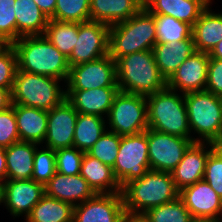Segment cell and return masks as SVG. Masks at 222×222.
Here are the masks:
<instances>
[{
	"instance_id": "cell-51",
	"label": "cell",
	"mask_w": 222,
	"mask_h": 222,
	"mask_svg": "<svg viewBox=\"0 0 222 222\" xmlns=\"http://www.w3.org/2000/svg\"><path fill=\"white\" fill-rule=\"evenodd\" d=\"M218 222H222V213H221V215H220V217L218 219Z\"/></svg>"
},
{
	"instance_id": "cell-14",
	"label": "cell",
	"mask_w": 222,
	"mask_h": 222,
	"mask_svg": "<svg viewBox=\"0 0 222 222\" xmlns=\"http://www.w3.org/2000/svg\"><path fill=\"white\" fill-rule=\"evenodd\" d=\"M77 116V110L66 98L48 111L47 132L44 140L47 148L56 151L73 146Z\"/></svg>"
},
{
	"instance_id": "cell-23",
	"label": "cell",
	"mask_w": 222,
	"mask_h": 222,
	"mask_svg": "<svg viewBox=\"0 0 222 222\" xmlns=\"http://www.w3.org/2000/svg\"><path fill=\"white\" fill-rule=\"evenodd\" d=\"M20 141L43 144L47 132L48 111L14 104Z\"/></svg>"
},
{
	"instance_id": "cell-19",
	"label": "cell",
	"mask_w": 222,
	"mask_h": 222,
	"mask_svg": "<svg viewBox=\"0 0 222 222\" xmlns=\"http://www.w3.org/2000/svg\"><path fill=\"white\" fill-rule=\"evenodd\" d=\"M118 87H102L88 90H66V99L78 113L107 117Z\"/></svg>"
},
{
	"instance_id": "cell-9",
	"label": "cell",
	"mask_w": 222,
	"mask_h": 222,
	"mask_svg": "<svg viewBox=\"0 0 222 222\" xmlns=\"http://www.w3.org/2000/svg\"><path fill=\"white\" fill-rule=\"evenodd\" d=\"M150 170L148 152V129L121 136L113 172L121 188L128 182L141 178Z\"/></svg>"
},
{
	"instance_id": "cell-22",
	"label": "cell",
	"mask_w": 222,
	"mask_h": 222,
	"mask_svg": "<svg viewBox=\"0 0 222 222\" xmlns=\"http://www.w3.org/2000/svg\"><path fill=\"white\" fill-rule=\"evenodd\" d=\"M195 51L193 36L185 41L156 43L153 47L156 64L166 81Z\"/></svg>"
},
{
	"instance_id": "cell-46",
	"label": "cell",
	"mask_w": 222,
	"mask_h": 222,
	"mask_svg": "<svg viewBox=\"0 0 222 222\" xmlns=\"http://www.w3.org/2000/svg\"><path fill=\"white\" fill-rule=\"evenodd\" d=\"M123 222H150L145 214L125 213Z\"/></svg>"
},
{
	"instance_id": "cell-27",
	"label": "cell",
	"mask_w": 222,
	"mask_h": 222,
	"mask_svg": "<svg viewBox=\"0 0 222 222\" xmlns=\"http://www.w3.org/2000/svg\"><path fill=\"white\" fill-rule=\"evenodd\" d=\"M16 40L44 35L49 18L33 0H15Z\"/></svg>"
},
{
	"instance_id": "cell-15",
	"label": "cell",
	"mask_w": 222,
	"mask_h": 222,
	"mask_svg": "<svg viewBox=\"0 0 222 222\" xmlns=\"http://www.w3.org/2000/svg\"><path fill=\"white\" fill-rule=\"evenodd\" d=\"M217 146L215 143L201 141H194L189 145L184 152L182 160L171 172V176L179 191L203 180L209 154Z\"/></svg>"
},
{
	"instance_id": "cell-11",
	"label": "cell",
	"mask_w": 222,
	"mask_h": 222,
	"mask_svg": "<svg viewBox=\"0 0 222 222\" xmlns=\"http://www.w3.org/2000/svg\"><path fill=\"white\" fill-rule=\"evenodd\" d=\"M110 26L97 21L79 23L78 37L67 58L69 67L101 58L109 53Z\"/></svg>"
},
{
	"instance_id": "cell-21",
	"label": "cell",
	"mask_w": 222,
	"mask_h": 222,
	"mask_svg": "<svg viewBox=\"0 0 222 222\" xmlns=\"http://www.w3.org/2000/svg\"><path fill=\"white\" fill-rule=\"evenodd\" d=\"M211 0H147L145 9L154 15H169L194 25Z\"/></svg>"
},
{
	"instance_id": "cell-38",
	"label": "cell",
	"mask_w": 222,
	"mask_h": 222,
	"mask_svg": "<svg viewBox=\"0 0 222 222\" xmlns=\"http://www.w3.org/2000/svg\"><path fill=\"white\" fill-rule=\"evenodd\" d=\"M18 69L17 56L12 44L0 48V88H13Z\"/></svg>"
},
{
	"instance_id": "cell-45",
	"label": "cell",
	"mask_w": 222,
	"mask_h": 222,
	"mask_svg": "<svg viewBox=\"0 0 222 222\" xmlns=\"http://www.w3.org/2000/svg\"><path fill=\"white\" fill-rule=\"evenodd\" d=\"M7 180V163L5 148L0 147V183H4Z\"/></svg>"
},
{
	"instance_id": "cell-2",
	"label": "cell",
	"mask_w": 222,
	"mask_h": 222,
	"mask_svg": "<svg viewBox=\"0 0 222 222\" xmlns=\"http://www.w3.org/2000/svg\"><path fill=\"white\" fill-rule=\"evenodd\" d=\"M125 213L144 214L149 209L176 200L177 189L170 172L149 170L122 187Z\"/></svg>"
},
{
	"instance_id": "cell-7",
	"label": "cell",
	"mask_w": 222,
	"mask_h": 222,
	"mask_svg": "<svg viewBox=\"0 0 222 222\" xmlns=\"http://www.w3.org/2000/svg\"><path fill=\"white\" fill-rule=\"evenodd\" d=\"M59 80L17 69L12 88L13 104L49 111L66 98Z\"/></svg>"
},
{
	"instance_id": "cell-12",
	"label": "cell",
	"mask_w": 222,
	"mask_h": 222,
	"mask_svg": "<svg viewBox=\"0 0 222 222\" xmlns=\"http://www.w3.org/2000/svg\"><path fill=\"white\" fill-rule=\"evenodd\" d=\"M194 141L197 138H183L148 128L150 170L171 173Z\"/></svg>"
},
{
	"instance_id": "cell-43",
	"label": "cell",
	"mask_w": 222,
	"mask_h": 222,
	"mask_svg": "<svg viewBox=\"0 0 222 222\" xmlns=\"http://www.w3.org/2000/svg\"><path fill=\"white\" fill-rule=\"evenodd\" d=\"M13 106L12 88H0V111Z\"/></svg>"
},
{
	"instance_id": "cell-48",
	"label": "cell",
	"mask_w": 222,
	"mask_h": 222,
	"mask_svg": "<svg viewBox=\"0 0 222 222\" xmlns=\"http://www.w3.org/2000/svg\"><path fill=\"white\" fill-rule=\"evenodd\" d=\"M189 222H218L211 218L192 216Z\"/></svg>"
},
{
	"instance_id": "cell-34",
	"label": "cell",
	"mask_w": 222,
	"mask_h": 222,
	"mask_svg": "<svg viewBox=\"0 0 222 222\" xmlns=\"http://www.w3.org/2000/svg\"><path fill=\"white\" fill-rule=\"evenodd\" d=\"M144 214L150 222H189L192 217L180 197L151 208Z\"/></svg>"
},
{
	"instance_id": "cell-36",
	"label": "cell",
	"mask_w": 222,
	"mask_h": 222,
	"mask_svg": "<svg viewBox=\"0 0 222 222\" xmlns=\"http://www.w3.org/2000/svg\"><path fill=\"white\" fill-rule=\"evenodd\" d=\"M56 173L55 151L47 148H36L32 179L45 185Z\"/></svg>"
},
{
	"instance_id": "cell-29",
	"label": "cell",
	"mask_w": 222,
	"mask_h": 222,
	"mask_svg": "<svg viewBox=\"0 0 222 222\" xmlns=\"http://www.w3.org/2000/svg\"><path fill=\"white\" fill-rule=\"evenodd\" d=\"M71 203L44 195L26 217V222H73Z\"/></svg>"
},
{
	"instance_id": "cell-50",
	"label": "cell",
	"mask_w": 222,
	"mask_h": 222,
	"mask_svg": "<svg viewBox=\"0 0 222 222\" xmlns=\"http://www.w3.org/2000/svg\"><path fill=\"white\" fill-rule=\"evenodd\" d=\"M3 203L2 183H0V205Z\"/></svg>"
},
{
	"instance_id": "cell-10",
	"label": "cell",
	"mask_w": 222,
	"mask_h": 222,
	"mask_svg": "<svg viewBox=\"0 0 222 222\" xmlns=\"http://www.w3.org/2000/svg\"><path fill=\"white\" fill-rule=\"evenodd\" d=\"M66 83V90L118 87L116 61L107 54L96 60L72 66Z\"/></svg>"
},
{
	"instance_id": "cell-41",
	"label": "cell",
	"mask_w": 222,
	"mask_h": 222,
	"mask_svg": "<svg viewBox=\"0 0 222 222\" xmlns=\"http://www.w3.org/2000/svg\"><path fill=\"white\" fill-rule=\"evenodd\" d=\"M18 141L20 138L13 104L12 107L0 111V147L7 148Z\"/></svg>"
},
{
	"instance_id": "cell-32",
	"label": "cell",
	"mask_w": 222,
	"mask_h": 222,
	"mask_svg": "<svg viewBox=\"0 0 222 222\" xmlns=\"http://www.w3.org/2000/svg\"><path fill=\"white\" fill-rule=\"evenodd\" d=\"M156 43L185 41L192 37L193 26L169 15H155Z\"/></svg>"
},
{
	"instance_id": "cell-35",
	"label": "cell",
	"mask_w": 222,
	"mask_h": 222,
	"mask_svg": "<svg viewBox=\"0 0 222 222\" xmlns=\"http://www.w3.org/2000/svg\"><path fill=\"white\" fill-rule=\"evenodd\" d=\"M120 142L121 136L112 131L105 130L86 153L113 168L118 155Z\"/></svg>"
},
{
	"instance_id": "cell-40",
	"label": "cell",
	"mask_w": 222,
	"mask_h": 222,
	"mask_svg": "<svg viewBox=\"0 0 222 222\" xmlns=\"http://www.w3.org/2000/svg\"><path fill=\"white\" fill-rule=\"evenodd\" d=\"M222 199V146H217L206 162L203 178Z\"/></svg>"
},
{
	"instance_id": "cell-5",
	"label": "cell",
	"mask_w": 222,
	"mask_h": 222,
	"mask_svg": "<svg viewBox=\"0 0 222 222\" xmlns=\"http://www.w3.org/2000/svg\"><path fill=\"white\" fill-rule=\"evenodd\" d=\"M148 128L183 138H193L189 127L184 94L165 87L146 96Z\"/></svg>"
},
{
	"instance_id": "cell-24",
	"label": "cell",
	"mask_w": 222,
	"mask_h": 222,
	"mask_svg": "<svg viewBox=\"0 0 222 222\" xmlns=\"http://www.w3.org/2000/svg\"><path fill=\"white\" fill-rule=\"evenodd\" d=\"M80 175L88 182L96 194L121 193V186L113 168L84 153Z\"/></svg>"
},
{
	"instance_id": "cell-31",
	"label": "cell",
	"mask_w": 222,
	"mask_h": 222,
	"mask_svg": "<svg viewBox=\"0 0 222 222\" xmlns=\"http://www.w3.org/2000/svg\"><path fill=\"white\" fill-rule=\"evenodd\" d=\"M79 23L49 19L44 35L67 58L73 51L78 37Z\"/></svg>"
},
{
	"instance_id": "cell-17",
	"label": "cell",
	"mask_w": 222,
	"mask_h": 222,
	"mask_svg": "<svg viewBox=\"0 0 222 222\" xmlns=\"http://www.w3.org/2000/svg\"><path fill=\"white\" fill-rule=\"evenodd\" d=\"M209 61L208 53L195 51L167 80V87L182 94L205 90Z\"/></svg>"
},
{
	"instance_id": "cell-20",
	"label": "cell",
	"mask_w": 222,
	"mask_h": 222,
	"mask_svg": "<svg viewBox=\"0 0 222 222\" xmlns=\"http://www.w3.org/2000/svg\"><path fill=\"white\" fill-rule=\"evenodd\" d=\"M44 190L45 195L71 203L73 206L96 194L80 174L67 176L58 172L44 185Z\"/></svg>"
},
{
	"instance_id": "cell-42",
	"label": "cell",
	"mask_w": 222,
	"mask_h": 222,
	"mask_svg": "<svg viewBox=\"0 0 222 222\" xmlns=\"http://www.w3.org/2000/svg\"><path fill=\"white\" fill-rule=\"evenodd\" d=\"M205 90L222 97V60L210 58Z\"/></svg>"
},
{
	"instance_id": "cell-3",
	"label": "cell",
	"mask_w": 222,
	"mask_h": 222,
	"mask_svg": "<svg viewBox=\"0 0 222 222\" xmlns=\"http://www.w3.org/2000/svg\"><path fill=\"white\" fill-rule=\"evenodd\" d=\"M119 91L148 96L167 86L160 74L153 50L135 52L116 60Z\"/></svg>"
},
{
	"instance_id": "cell-16",
	"label": "cell",
	"mask_w": 222,
	"mask_h": 222,
	"mask_svg": "<svg viewBox=\"0 0 222 222\" xmlns=\"http://www.w3.org/2000/svg\"><path fill=\"white\" fill-rule=\"evenodd\" d=\"M3 205L12 216L27 217L45 195L44 185L33 179L6 180L2 184Z\"/></svg>"
},
{
	"instance_id": "cell-49",
	"label": "cell",
	"mask_w": 222,
	"mask_h": 222,
	"mask_svg": "<svg viewBox=\"0 0 222 222\" xmlns=\"http://www.w3.org/2000/svg\"><path fill=\"white\" fill-rule=\"evenodd\" d=\"M142 8H145L147 0H135Z\"/></svg>"
},
{
	"instance_id": "cell-47",
	"label": "cell",
	"mask_w": 222,
	"mask_h": 222,
	"mask_svg": "<svg viewBox=\"0 0 222 222\" xmlns=\"http://www.w3.org/2000/svg\"><path fill=\"white\" fill-rule=\"evenodd\" d=\"M210 58L222 60V40L208 53Z\"/></svg>"
},
{
	"instance_id": "cell-44",
	"label": "cell",
	"mask_w": 222,
	"mask_h": 222,
	"mask_svg": "<svg viewBox=\"0 0 222 222\" xmlns=\"http://www.w3.org/2000/svg\"><path fill=\"white\" fill-rule=\"evenodd\" d=\"M50 19L54 15L57 0H33Z\"/></svg>"
},
{
	"instance_id": "cell-52",
	"label": "cell",
	"mask_w": 222,
	"mask_h": 222,
	"mask_svg": "<svg viewBox=\"0 0 222 222\" xmlns=\"http://www.w3.org/2000/svg\"><path fill=\"white\" fill-rule=\"evenodd\" d=\"M4 44L0 41V48L3 46Z\"/></svg>"
},
{
	"instance_id": "cell-8",
	"label": "cell",
	"mask_w": 222,
	"mask_h": 222,
	"mask_svg": "<svg viewBox=\"0 0 222 222\" xmlns=\"http://www.w3.org/2000/svg\"><path fill=\"white\" fill-rule=\"evenodd\" d=\"M109 128L119 136L137 134L148 129L146 96L119 91L107 116Z\"/></svg>"
},
{
	"instance_id": "cell-26",
	"label": "cell",
	"mask_w": 222,
	"mask_h": 222,
	"mask_svg": "<svg viewBox=\"0 0 222 222\" xmlns=\"http://www.w3.org/2000/svg\"><path fill=\"white\" fill-rule=\"evenodd\" d=\"M141 9L135 0H90V20L111 26L128 20Z\"/></svg>"
},
{
	"instance_id": "cell-25",
	"label": "cell",
	"mask_w": 222,
	"mask_h": 222,
	"mask_svg": "<svg viewBox=\"0 0 222 222\" xmlns=\"http://www.w3.org/2000/svg\"><path fill=\"white\" fill-rule=\"evenodd\" d=\"M37 145L34 142L18 141L5 148L7 180L32 179Z\"/></svg>"
},
{
	"instance_id": "cell-4",
	"label": "cell",
	"mask_w": 222,
	"mask_h": 222,
	"mask_svg": "<svg viewBox=\"0 0 222 222\" xmlns=\"http://www.w3.org/2000/svg\"><path fill=\"white\" fill-rule=\"evenodd\" d=\"M155 44V15L145 8L128 20L110 26L108 54L115 61L135 52L153 50Z\"/></svg>"
},
{
	"instance_id": "cell-13",
	"label": "cell",
	"mask_w": 222,
	"mask_h": 222,
	"mask_svg": "<svg viewBox=\"0 0 222 222\" xmlns=\"http://www.w3.org/2000/svg\"><path fill=\"white\" fill-rule=\"evenodd\" d=\"M124 215L121 193H101L74 206L73 222H123Z\"/></svg>"
},
{
	"instance_id": "cell-39",
	"label": "cell",
	"mask_w": 222,
	"mask_h": 222,
	"mask_svg": "<svg viewBox=\"0 0 222 222\" xmlns=\"http://www.w3.org/2000/svg\"><path fill=\"white\" fill-rule=\"evenodd\" d=\"M15 0H0V41L12 44L16 41Z\"/></svg>"
},
{
	"instance_id": "cell-1",
	"label": "cell",
	"mask_w": 222,
	"mask_h": 222,
	"mask_svg": "<svg viewBox=\"0 0 222 222\" xmlns=\"http://www.w3.org/2000/svg\"><path fill=\"white\" fill-rule=\"evenodd\" d=\"M12 46L19 70L50 76L66 83L70 70L67 57L45 35L20 37Z\"/></svg>"
},
{
	"instance_id": "cell-28",
	"label": "cell",
	"mask_w": 222,
	"mask_h": 222,
	"mask_svg": "<svg viewBox=\"0 0 222 222\" xmlns=\"http://www.w3.org/2000/svg\"><path fill=\"white\" fill-rule=\"evenodd\" d=\"M192 36L196 51L209 53L222 40V13L208 6L194 23Z\"/></svg>"
},
{
	"instance_id": "cell-6",
	"label": "cell",
	"mask_w": 222,
	"mask_h": 222,
	"mask_svg": "<svg viewBox=\"0 0 222 222\" xmlns=\"http://www.w3.org/2000/svg\"><path fill=\"white\" fill-rule=\"evenodd\" d=\"M191 132L197 141L219 144L222 141V97L203 90L184 94Z\"/></svg>"
},
{
	"instance_id": "cell-33",
	"label": "cell",
	"mask_w": 222,
	"mask_h": 222,
	"mask_svg": "<svg viewBox=\"0 0 222 222\" xmlns=\"http://www.w3.org/2000/svg\"><path fill=\"white\" fill-rule=\"evenodd\" d=\"M50 19L76 23L90 21V0H57Z\"/></svg>"
},
{
	"instance_id": "cell-30",
	"label": "cell",
	"mask_w": 222,
	"mask_h": 222,
	"mask_svg": "<svg viewBox=\"0 0 222 222\" xmlns=\"http://www.w3.org/2000/svg\"><path fill=\"white\" fill-rule=\"evenodd\" d=\"M103 117L78 113L73 146L86 153L105 132L106 124Z\"/></svg>"
},
{
	"instance_id": "cell-37",
	"label": "cell",
	"mask_w": 222,
	"mask_h": 222,
	"mask_svg": "<svg viewBox=\"0 0 222 222\" xmlns=\"http://www.w3.org/2000/svg\"><path fill=\"white\" fill-rule=\"evenodd\" d=\"M56 172L67 175H79L84 152L72 147H66L55 151Z\"/></svg>"
},
{
	"instance_id": "cell-18",
	"label": "cell",
	"mask_w": 222,
	"mask_h": 222,
	"mask_svg": "<svg viewBox=\"0 0 222 222\" xmlns=\"http://www.w3.org/2000/svg\"><path fill=\"white\" fill-rule=\"evenodd\" d=\"M179 197L191 216L218 221L222 213V199L204 179L183 188Z\"/></svg>"
}]
</instances>
